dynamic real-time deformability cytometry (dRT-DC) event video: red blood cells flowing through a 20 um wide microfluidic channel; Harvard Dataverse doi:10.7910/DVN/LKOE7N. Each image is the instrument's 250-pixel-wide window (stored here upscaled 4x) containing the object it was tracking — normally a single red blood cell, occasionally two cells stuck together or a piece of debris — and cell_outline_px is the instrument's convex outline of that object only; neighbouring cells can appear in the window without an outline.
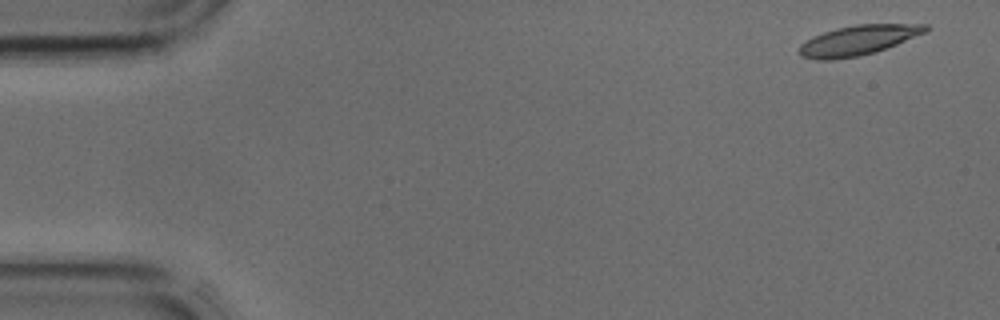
{"species": "common noctule bat (a hibernating species)", "species_latin": "Nyctalus noctula", "temperature_condition": "cold", "stored_images_in_passage": 42, "camera_frame_rate_fps": 3000, "um_per_image_px": 0.085, "animal": {"sex": "male", "body_mass_g": 17.9, "forearm_length_mm": 54.2}, "frame": {"image": 1, "passage_image": 2, "time_ms": 0.333, "image_size_px": [1000, 320], "cell_outline_px": [[932, 28], [928, 32], [876, 52], [860, 56], [832, 60], [816, 60], [800, 56], [800, 44], [812, 36], [836, 28], [856, 24], [928, 24]], "centroid_in_image_um": [72.98, 3.42], "position_along_channel_um": 12.0, "area_um2": 22.25}}
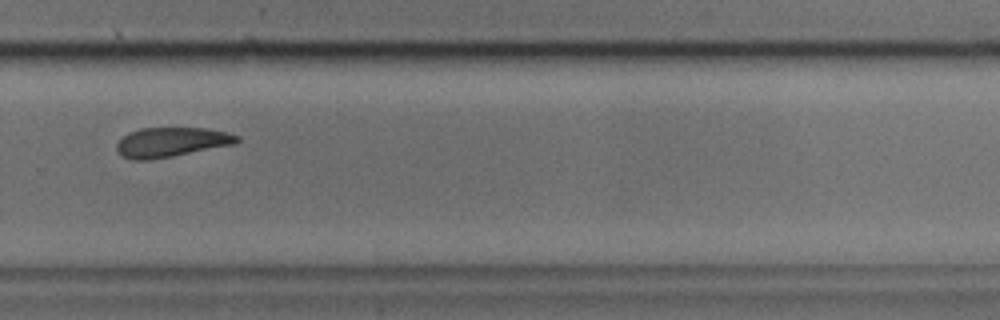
{"frame": {"image": 2, "passage_image": 29, "time_ms": 9.333, "image_size_px": [1000, 320], "cell_outline_px": [[240, 140], [236, 144], [172, 156], [148, 160], [132, 160], [120, 156], [116, 148], [116, 144], [128, 132], [140, 128], [208, 128], [228, 132], [240, 136]], "centroid_in_image_um": [14.57, 12.08], "position_along_channel_um": 315.2, "area_um2": 20.92}}
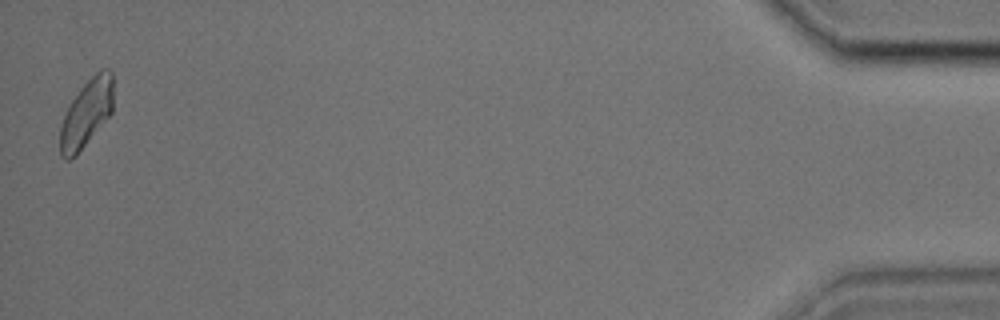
{"frame": {"image": 3, "passage_image": 42, "time_ms": 13.667, "image_size_px": [1000, 320], "cell_outline_px": [[112, 112], [76, 156], [68, 160], [64, 160], [60, 156], [60, 128], [64, 116], [72, 100], [84, 84], [100, 68], [108, 68], [112, 72]], "centroid_in_image_um": [7.34, 9.65], "position_along_channel_um": 427.9, "area_um2": 20.69}}